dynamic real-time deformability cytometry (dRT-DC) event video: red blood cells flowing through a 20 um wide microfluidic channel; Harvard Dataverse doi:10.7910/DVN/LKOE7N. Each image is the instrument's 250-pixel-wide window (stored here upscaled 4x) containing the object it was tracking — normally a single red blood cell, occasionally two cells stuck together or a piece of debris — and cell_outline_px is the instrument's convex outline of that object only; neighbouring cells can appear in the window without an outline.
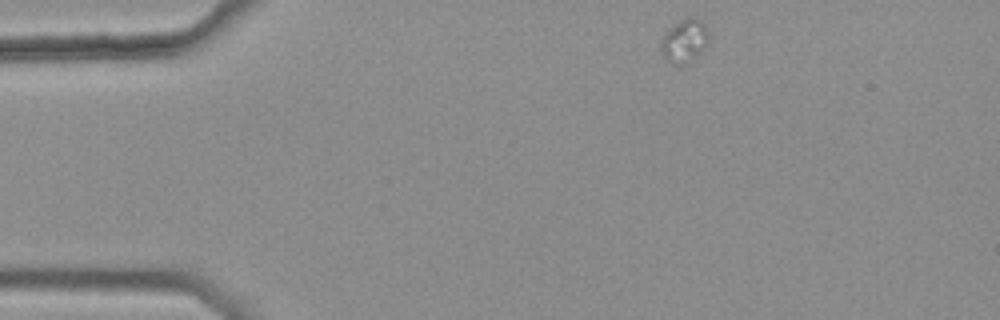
{"species": "common noctule bat (a hibernating species)", "species_latin": "Nyctalus noctula", "temperature_condition": "warm", "stored_images_in_passage": 35, "camera_frame_rate_fps": 3000, "um_per_image_px": 0.085, "animal": {"sex": "female", "body_mass_g": 25.1}, "frame": {"image": 1, "passage_image": 1, "time_ms": 0.0, "image_size_px": [1000, 320], "cell_outline_px": [[708, 44], [692, 60], [676, 68], [664, 60], [660, 48], [660, 44], [668, 28], [680, 20], [688, 16], [696, 16], [704, 24], [708, 32]], "centroid_in_image_um": [58.15, 3.5], "position_along_channel_um": 26.9, "area_um2": 12.43}}